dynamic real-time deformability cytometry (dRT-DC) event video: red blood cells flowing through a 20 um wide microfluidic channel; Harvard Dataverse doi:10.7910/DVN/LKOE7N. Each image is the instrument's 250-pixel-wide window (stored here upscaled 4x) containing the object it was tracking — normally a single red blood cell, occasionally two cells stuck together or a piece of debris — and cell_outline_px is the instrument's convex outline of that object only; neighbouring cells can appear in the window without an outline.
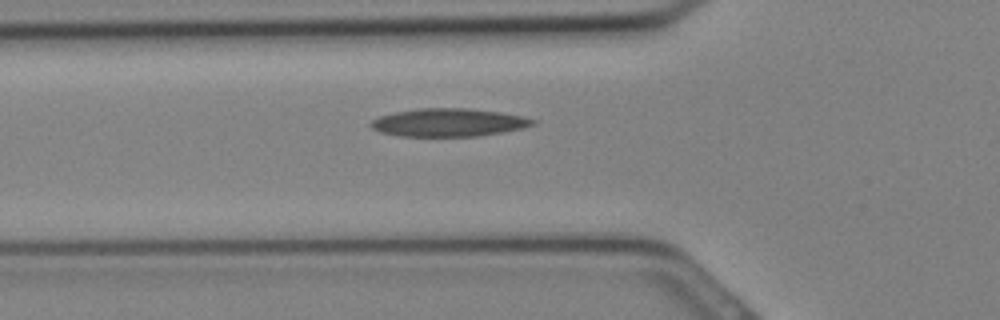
{"species": "Egyptian fruit bat (a non-hibernating species)", "species_latin": "Rousettus aegyptiacus", "temperature_condition": "cold", "stored_images_in_passage": 14, "camera_frame_rate_fps": 3000, "um_per_image_px": 0.085, "animal": {"sex": "female"}, "frame": {"image": 1, "passage_image": 4, "time_ms": 1.0, "image_size_px": [1000, 320], "cell_outline_px": [[536, 124], [524, 128], [476, 136], [400, 136], [380, 132], [372, 128], [368, 124], [372, 120], [380, 116], [396, 112], [416, 108], [468, 108], [500, 112], [524, 116], [536, 120]], "centroid_in_image_um": [38.13, 10.4], "position_along_channel_um": 87.7, "area_um2": 26.47}}
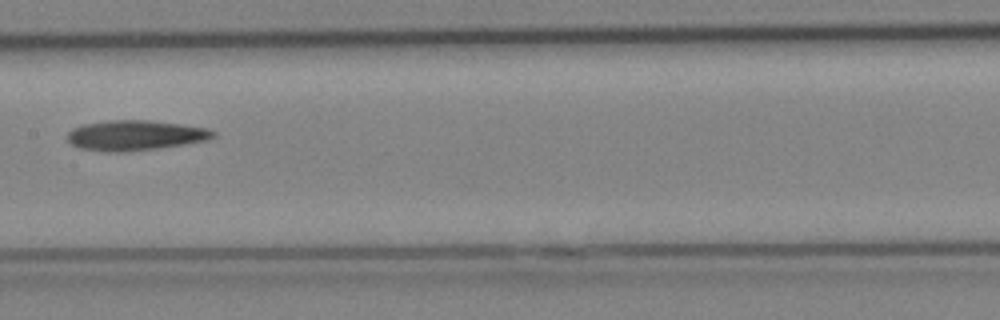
{"frame": {"image": 2, "passage_image": 9, "time_ms": 2.667, "image_size_px": [1000, 320], "cell_outline_px": [[216, 136], [208, 140], [160, 148], [124, 152], [104, 152], [80, 148], [72, 144], [68, 140], [68, 132], [72, 128], [84, 124], [108, 120], [148, 120], [180, 124], [208, 128], [216, 132]], "centroid_in_image_um": [11.5, 11.51], "position_along_channel_um": 195.9, "area_um2": 25.72}}
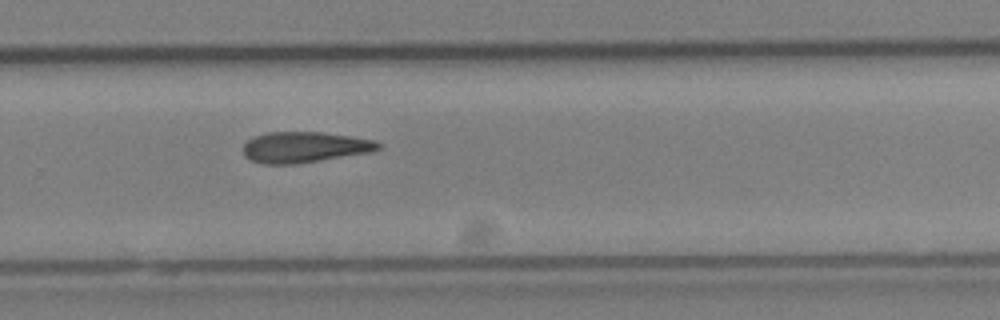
{"frame": {"image": 3, "passage_image": 14, "time_ms": 4.333, "image_size_px": [1000, 320], "cell_outline_px": [[384, 148], [368, 152], [296, 164], [264, 164], [252, 160], [244, 156], [244, 144], [252, 136], [264, 132], [320, 132], [376, 140], [384, 144]], "centroid_in_image_um": [25.89, 12.5], "position_along_channel_um": 303.9, "area_um2": 24.28}}